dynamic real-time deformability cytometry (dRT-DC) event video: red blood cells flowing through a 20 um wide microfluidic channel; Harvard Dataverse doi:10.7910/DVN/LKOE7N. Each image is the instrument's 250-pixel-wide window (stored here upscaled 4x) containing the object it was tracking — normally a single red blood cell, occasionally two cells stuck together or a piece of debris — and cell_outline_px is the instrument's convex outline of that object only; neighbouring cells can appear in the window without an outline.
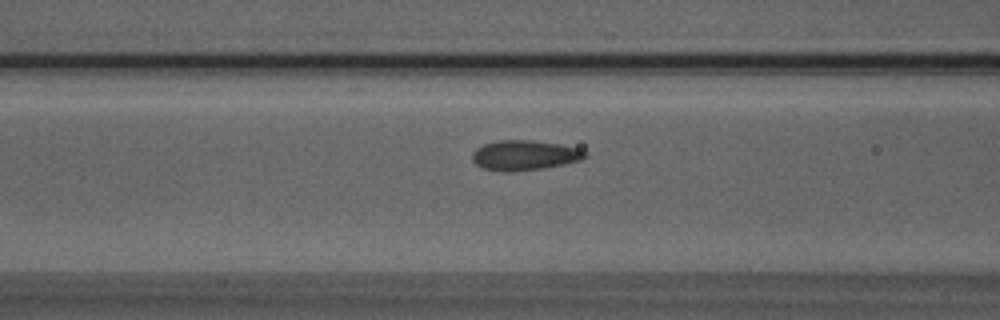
{"species": "Egyptian fruit bat (a non-hibernating species)", "species_latin": "Rousettus aegyptiacus", "temperature_condition": "room temperature", "stored_images_in_passage": 34, "camera_frame_rate_fps": 3000, "um_per_image_px": 0.085, "animal": {"sex": "male"}, "frame": {"image": 1, "passage_image": 8, "time_ms": 2.333, "image_size_px": [1000, 320], "cell_outline_px": [[588, 156], [580, 160], [564, 164], [540, 168], [504, 172], [484, 168], [476, 164], [472, 160], [472, 152], [476, 148], [484, 144], [500, 140], [532, 140], [560, 144], [580, 148], [588, 152]], "centroid_in_image_um": [44.6, 13.18], "position_along_channel_um": 122.0, "area_um2": 19.65}}
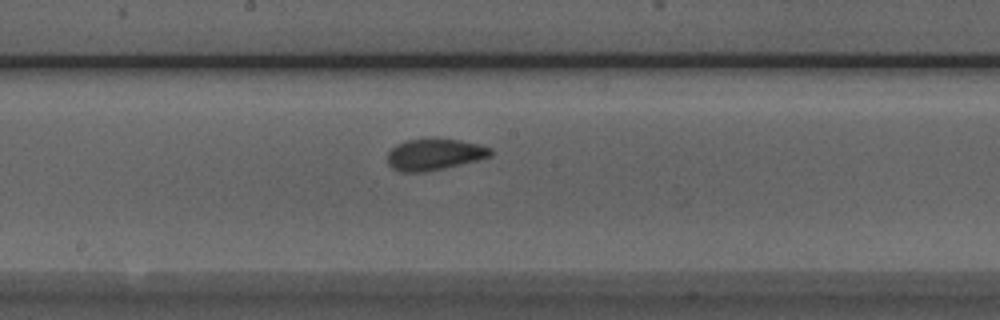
{"frame": {"image": 2, "passage_image": 15, "time_ms": 4.667, "image_size_px": [1000, 320], "cell_outline_px": [[492, 156], [444, 168], [424, 172], [400, 172], [392, 168], [388, 164], [388, 152], [396, 144], [408, 140], [428, 136], [436, 136], [460, 140], [480, 144], [492, 148]], "centroid_in_image_um": [36.92, 13.08], "position_along_channel_um": 211.3, "area_um2": 19.42}}
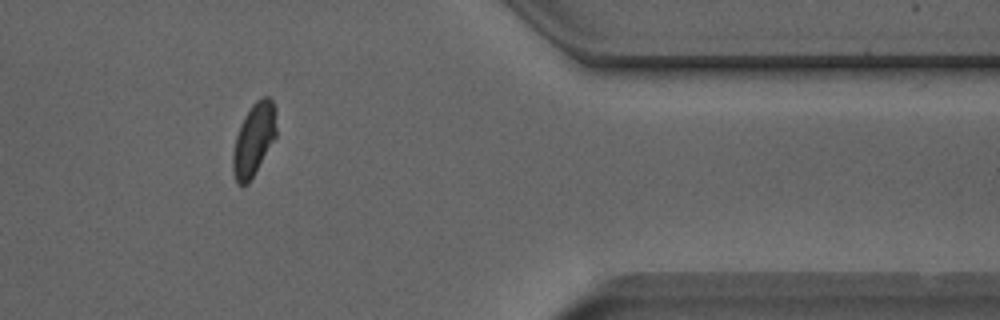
{"frame": {"image": 3, "passage_image": 31, "time_ms": 10.0, "image_size_px": [1000, 320], "cell_outline_px": [[276, 136], [248, 184], [236, 184], [232, 168], [232, 156], [236, 136], [240, 124], [244, 116], [252, 104], [256, 100], [264, 96], [268, 96], [272, 100], [276, 108]], "centroid_in_image_um": [21.57, 11.83], "position_along_channel_um": 389.8, "area_um2": 18.38}, "authors_computed_cell_mechanics": {"area_um2": 18.6694, "velocity_mm_per_s": 3.8282, "shape_relaxation_time_tau1_ms": 8.5523, "shape_relaxation_time_tau2_ms": 1.2133, "deformation_change_tau1": 0.1539, "deformation_change_tau2": 0.0567}}